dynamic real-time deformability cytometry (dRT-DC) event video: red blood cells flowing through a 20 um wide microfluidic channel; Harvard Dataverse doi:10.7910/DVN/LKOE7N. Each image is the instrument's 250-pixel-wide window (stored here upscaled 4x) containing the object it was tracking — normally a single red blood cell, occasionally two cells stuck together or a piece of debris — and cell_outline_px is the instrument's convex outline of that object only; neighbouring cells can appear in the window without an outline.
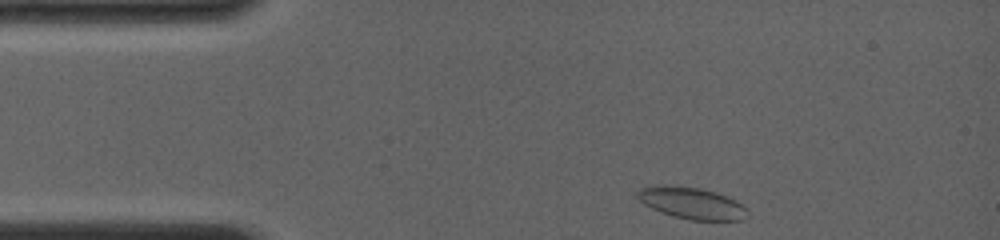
{"species": "common noctule bat (a hibernating species)", "species_latin": "Nyctalus noctula", "temperature_condition": "room temperature", "stored_images_in_passage": 6, "camera_frame_rate_fps": 4000, "um_per_image_px": 0.085, "animal": {"sex": "female", "body_mass_g": 19.0, "forearm_length_mm": 56.7}, "frame": {"image": 1, "passage_image": 1, "time_ms": 0.0, "image_size_px": [1000, 240], "cell_outline_px": [[744, 208], [740, 220], [692, 220], [672, 216], [660, 212], [644, 204], [636, 196], [636, 192], [640, 188], [656, 184], [664, 184], [700, 188], [716, 192], [736, 200]], "centroid_in_image_um": [58.67, 17.23], "position_along_channel_um": 26.3, "area_um2": 20.06}}
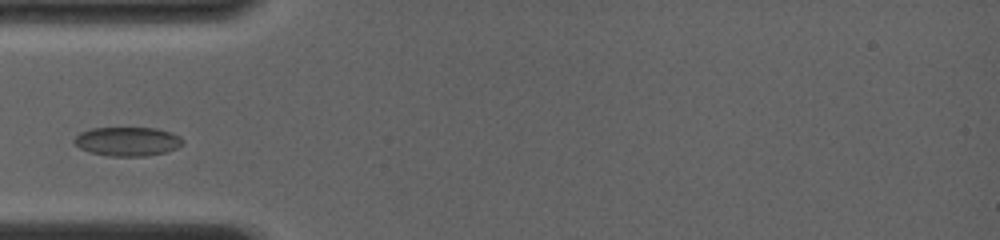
{"frame": {"image": 2, "passage_image": 5, "time_ms": 2.5, "image_size_px": [1000, 240], "cell_outline_px": [[184, 144], [176, 148], [164, 152], [144, 156], [108, 156], [88, 152], [72, 144], [72, 140], [80, 132], [92, 128], [156, 128], [180, 136], [184, 140]], "centroid_in_image_um": [10.79, 12.02], "position_along_channel_um": 74.2, "area_um2": 18.44}}